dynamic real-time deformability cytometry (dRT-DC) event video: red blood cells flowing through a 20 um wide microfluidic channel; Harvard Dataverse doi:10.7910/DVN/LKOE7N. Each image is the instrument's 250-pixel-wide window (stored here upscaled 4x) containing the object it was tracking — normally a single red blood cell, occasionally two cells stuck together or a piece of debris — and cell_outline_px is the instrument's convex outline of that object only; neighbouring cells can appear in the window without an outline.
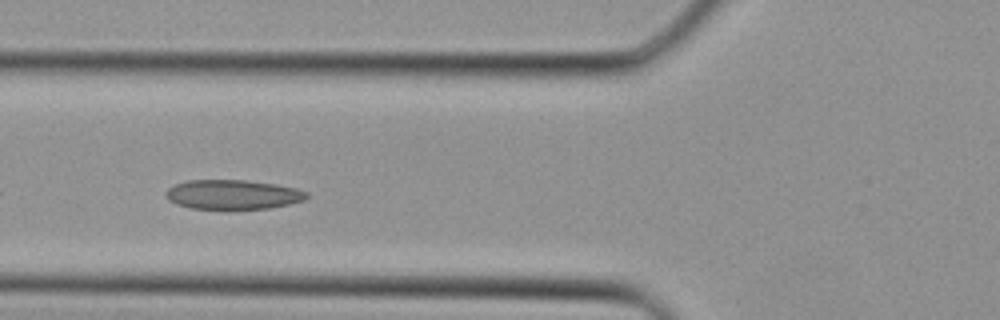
{"species": "Egyptian fruit bat (a non-hibernating species)", "species_latin": "Rousettus aegyptiacus", "temperature_condition": "cold", "stored_images_in_passage": 29, "camera_frame_rate_fps": 3000, "um_per_image_px": 0.085, "animal": {"sex": "female"}, "frame": {"image": 1, "passage_image": 9, "time_ms": 2.667, "image_size_px": [1000, 320], "cell_outline_px": [[308, 196], [304, 200], [288, 204], [268, 208], [232, 212], [192, 208], [176, 204], [168, 200], [164, 196], [164, 192], [168, 188], [176, 184], [188, 180], [244, 180], [276, 184], [296, 188], [308, 192]], "centroid_in_image_um": [19.76, 16.58], "position_along_channel_um": 106.0, "area_um2": 25.09}}
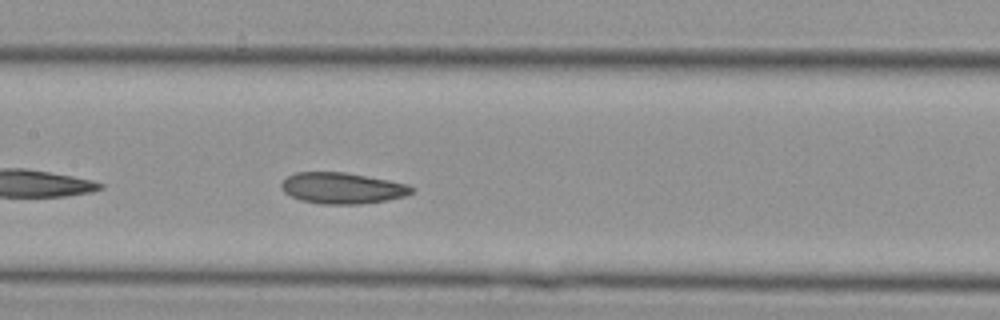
{"frame": {"image": 2, "passage_image": 13, "time_ms": 4.0, "image_size_px": [1000, 320], "cell_outline_px": [[416, 188], [412, 192], [404, 196], [388, 200], [360, 204], [324, 204], [300, 200], [284, 192], [280, 188], [280, 184], [288, 176], [296, 172], [344, 172], [388, 180], [408, 184]], "centroid_in_image_um": [29.09, 15.99], "position_along_channel_um": 178.3, "area_um2": 23.58}}
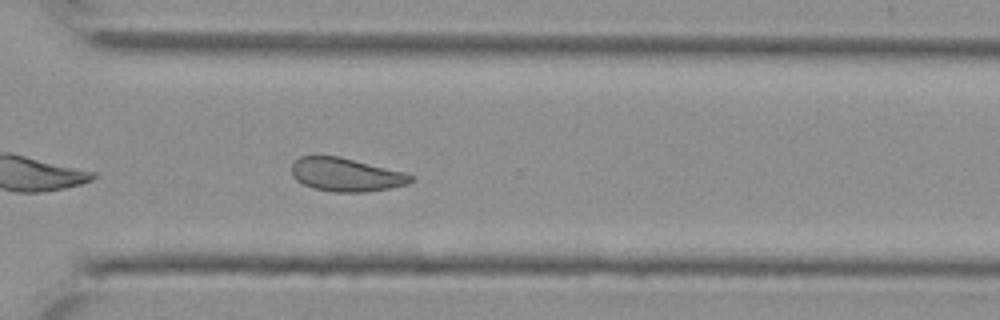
{"frame": {"image": 3, "passage_image": 22, "time_ms": 7.0, "image_size_px": [1000, 320], "cell_outline_px": [[416, 180], [408, 184], [388, 188], [364, 192], [332, 192], [312, 188], [296, 180], [292, 176], [292, 164], [300, 156], [340, 156], [404, 172], [416, 176]], "centroid_in_image_um": [29.44, 14.85], "position_along_channel_um": 341.2, "area_um2": 23.35}}